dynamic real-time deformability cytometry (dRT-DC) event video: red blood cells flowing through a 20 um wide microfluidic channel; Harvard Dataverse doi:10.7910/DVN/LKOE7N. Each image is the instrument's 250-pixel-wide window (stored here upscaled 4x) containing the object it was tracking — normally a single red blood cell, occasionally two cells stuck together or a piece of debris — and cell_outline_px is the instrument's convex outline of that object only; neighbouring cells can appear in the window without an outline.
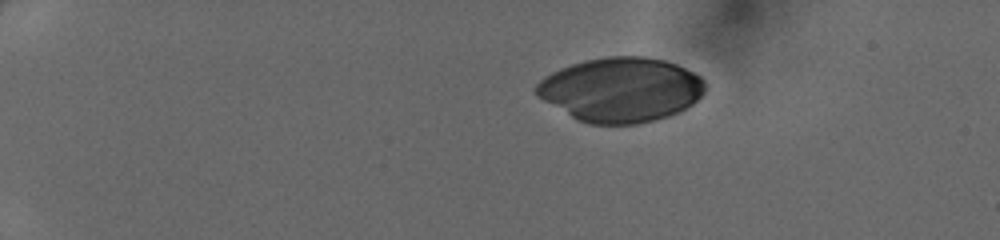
{"species": "human", "species_latin": "Homo sapiens", "temperature_condition": "cold", "stored_images_in_passage": 39, "camera_frame_rate_fps": 3000, "um_per_image_px": 0.085, "donor": {"sex": "female"}, "frame": {"image": 1, "passage_image": 1, "time_ms": 0.0, "image_size_px": [1000, 240], "cell_outline_px": [[704, 92], [692, 104], [668, 116], [656, 120], [636, 124], [588, 124], [576, 120], [536, 96], [532, 88], [544, 76], [560, 68], [584, 60], [608, 56], [644, 56], [664, 60], [676, 64], [700, 76], [704, 80]], "centroid_in_image_um": [52.72, 7.62], "position_along_channel_um": 32.3, "area_um2": 63.58}}